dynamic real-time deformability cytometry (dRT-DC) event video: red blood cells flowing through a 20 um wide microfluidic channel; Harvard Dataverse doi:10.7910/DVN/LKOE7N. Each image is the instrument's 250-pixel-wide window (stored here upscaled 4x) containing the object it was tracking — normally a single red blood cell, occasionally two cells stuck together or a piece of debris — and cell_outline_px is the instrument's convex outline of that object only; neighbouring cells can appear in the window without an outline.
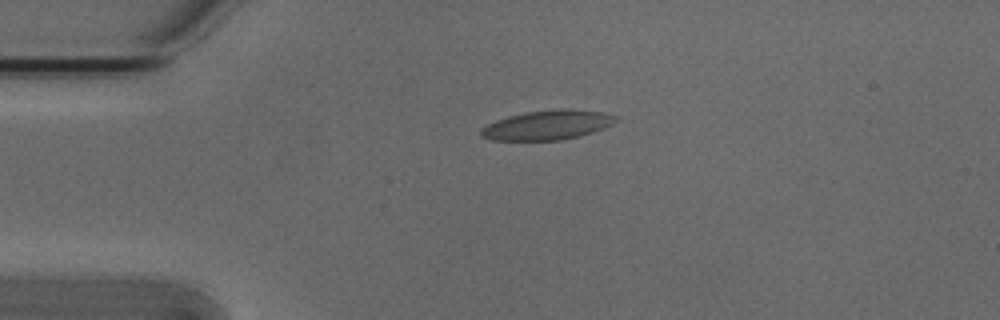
{"species": "Egyptian fruit bat (a non-hibernating species)", "species_latin": "Rousettus aegyptiacus", "temperature_condition": "cold", "stored_images_in_passage": 5, "camera_frame_rate_fps": 3000, "um_per_image_px": 0.085, "animal": {"sex": "male"}, "frame": {"image": 1, "passage_image": 1, "time_ms": 0.0, "image_size_px": [1000, 320], "cell_outline_px": [[616, 120], [612, 124], [604, 128], [592, 132], [560, 140], [492, 140], [480, 136], [480, 128], [496, 120], [508, 116], [528, 112], [560, 108], [568, 108], [604, 112], [616, 116]], "centroid_in_image_um": [46.51, 10.62], "position_along_channel_um": 38.5, "area_um2": 23.06}}
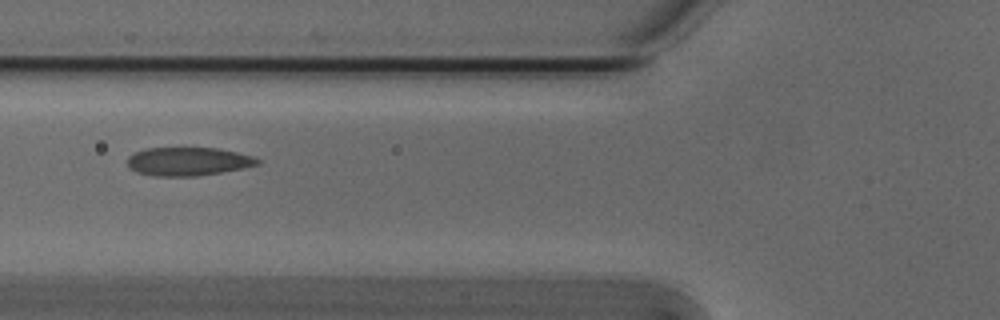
{"frame": {"image": 2, "passage_image": 3, "time_ms": 0.667, "image_size_px": [1000, 320], "cell_outline_px": [[260, 164], [244, 168], [196, 176], [156, 176], [136, 172], [128, 168], [128, 156], [144, 148], [216, 148], [236, 152], [252, 156], [260, 160]], "centroid_in_image_um": [15.97, 13.72], "position_along_channel_um": 109.8, "area_um2": 21.5}}
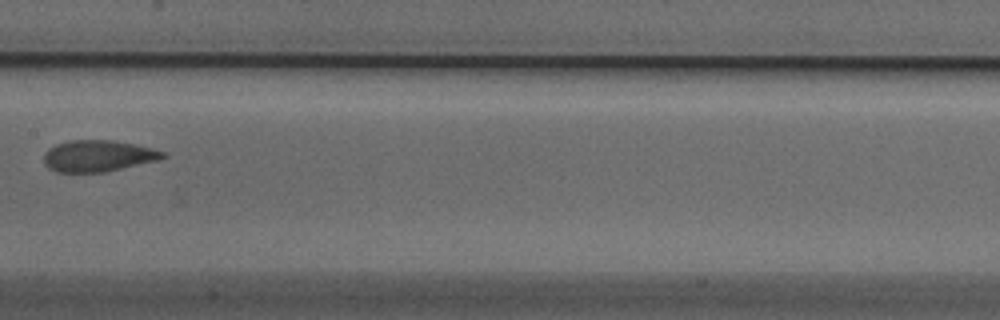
{"frame": {"image": 3, "passage_image": 5, "time_ms": 1.333, "image_size_px": [1000, 320], "cell_outline_px": [[168, 156], [160, 160], [104, 172], [56, 172], [48, 168], [44, 164], [44, 152], [48, 148], [56, 144], [72, 140], [112, 140], [136, 144], [152, 148], [164, 152]], "centroid_in_image_um": [8.34, 13.25], "position_along_channel_um": 199.1, "area_um2": 21.96}}